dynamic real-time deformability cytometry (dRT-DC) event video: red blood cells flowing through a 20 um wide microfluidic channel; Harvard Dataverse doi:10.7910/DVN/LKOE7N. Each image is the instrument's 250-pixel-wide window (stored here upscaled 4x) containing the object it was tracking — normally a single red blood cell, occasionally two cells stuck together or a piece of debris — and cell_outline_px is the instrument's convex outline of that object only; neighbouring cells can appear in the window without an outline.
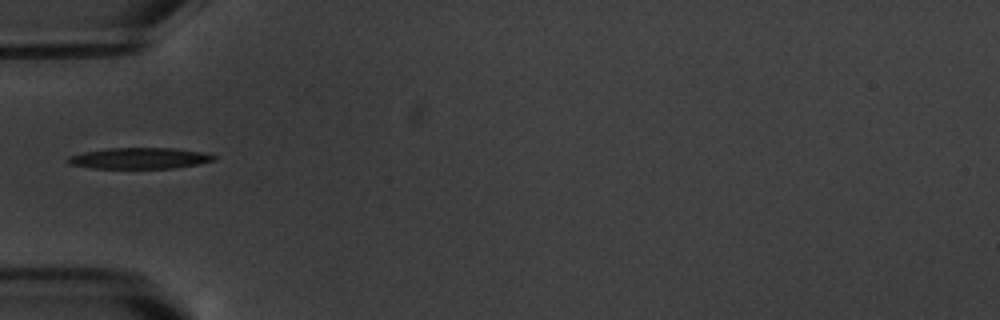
{"species": "common noctule bat (a hibernating species)", "species_latin": "Nyctalus noctula", "temperature_condition": "warm", "stored_images_in_passage": 1, "camera_frame_rate_fps": 3000, "um_per_image_px": 0.085, "animal": {"sex": "male", "body_mass_g": 20.1, "forearm_length_mm": 53.5}, "frame": {"image": 1, "passage_image": 1, "time_ms": 0.0, "image_size_px": [1000, 320], "cell_outline_px": [[216, 160], [196, 164], [172, 168], [92, 168], [68, 164], [64, 160], [68, 156], [84, 152], [108, 148], [172, 148], [200, 152], [216, 156]], "centroid_in_image_um": [11.78, 13.45], "position_along_channel_um": 73.2, "area_um2": 17.8}}